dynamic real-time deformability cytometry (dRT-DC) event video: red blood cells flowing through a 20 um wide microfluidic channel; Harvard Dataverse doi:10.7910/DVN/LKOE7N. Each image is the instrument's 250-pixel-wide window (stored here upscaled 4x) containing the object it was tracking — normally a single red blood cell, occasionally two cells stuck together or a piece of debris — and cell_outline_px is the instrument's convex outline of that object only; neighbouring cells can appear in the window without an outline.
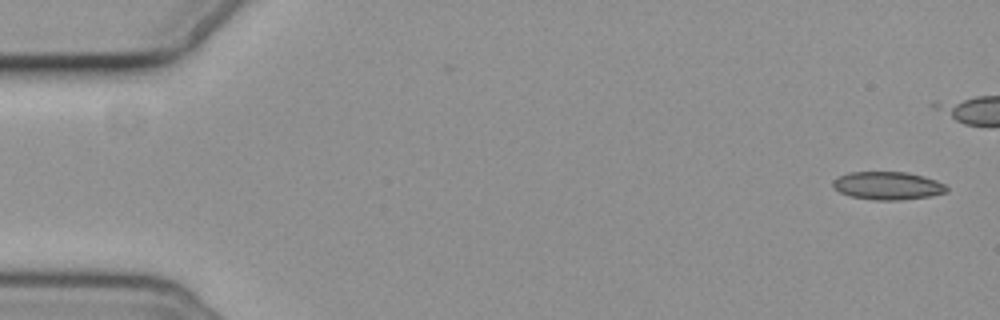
{"species": "common noctule bat (a hibernating species)", "species_latin": "Nyctalus noctula", "temperature_condition": "cold", "stored_images_in_passage": 4, "camera_frame_rate_fps": 3000, "um_per_image_px": 0.085, "animal": {"sex": "female", "body_mass_g": 19.3, "forearm_length_mm": 54.1}, "frame": {"image": 1, "passage_image": 1, "time_ms": 0.0, "image_size_px": [1000, 320], "cell_outline_px": [[948, 192], [932, 196], [900, 200], [872, 200], [848, 196], [832, 188], [832, 180], [848, 172], [908, 172], [924, 176], [936, 180], [944, 184], [948, 188]], "centroid_in_image_um": [75.44, 15.79], "position_along_channel_um": 9.6, "area_um2": 18.84}}